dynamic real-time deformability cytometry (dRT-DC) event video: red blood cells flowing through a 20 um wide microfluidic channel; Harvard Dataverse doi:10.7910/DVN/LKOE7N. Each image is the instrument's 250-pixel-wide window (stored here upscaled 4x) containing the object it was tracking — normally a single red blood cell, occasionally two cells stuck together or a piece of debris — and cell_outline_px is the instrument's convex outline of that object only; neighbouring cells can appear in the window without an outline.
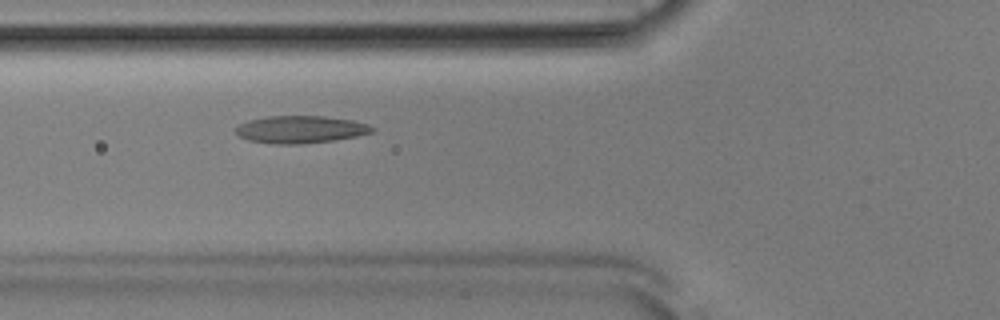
{"species": "Egyptian fruit bat (a non-hibernating species)", "species_latin": "Rousettus aegyptiacus", "temperature_condition": "room temperature", "stored_images_in_passage": 50, "camera_frame_rate_fps": 3000, "um_per_image_px": 0.085, "animal": {"sex": "male"}, "frame": {"image": 1, "passage_image": 17, "time_ms": 5.333, "image_size_px": [1000, 320], "cell_outline_px": [[376, 128], [372, 132], [356, 136], [332, 140], [304, 144], [272, 144], [248, 140], [240, 136], [232, 128], [248, 120], [268, 116], [324, 116], [352, 120], [368, 124]], "centroid_in_image_um": [25.51, 11.0], "position_along_channel_um": 100.3, "area_um2": 21.85}}
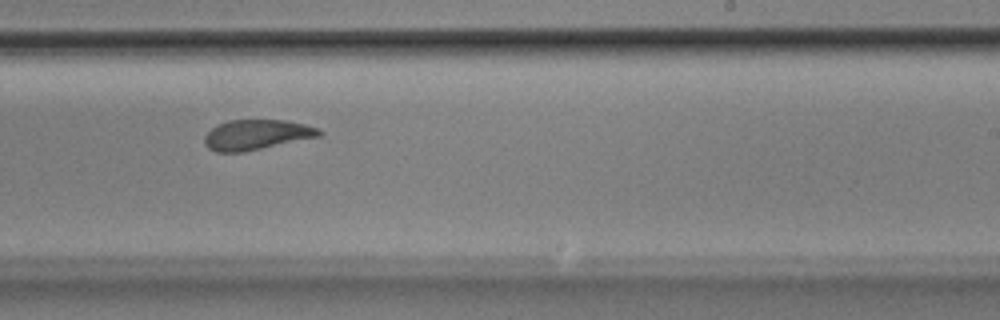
{"frame": {"image": 2, "passage_image": 30, "time_ms": 9.667, "image_size_px": [1000, 320], "cell_outline_px": [[324, 132], [320, 136], [240, 152], [216, 152], [208, 148], [204, 144], [204, 136], [216, 124], [228, 120], [288, 120], [320, 128]], "centroid_in_image_um": [21.79, 11.43], "position_along_channel_um": 267.2, "area_um2": 20.06}}
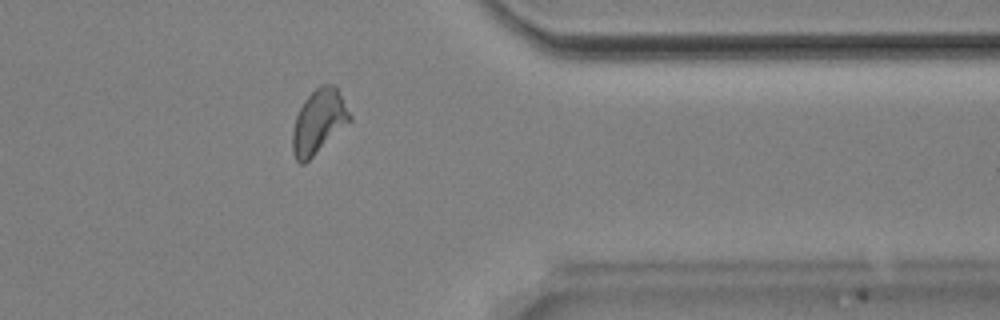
{"frame": {"image": 3, "passage_image": 40, "time_ms": 13.0, "image_size_px": [1000, 320], "cell_outline_px": [[352, 120], [304, 164], [300, 164], [296, 160], [292, 152], [292, 128], [296, 116], [304, 100], [320, 84], [336, 84], [352, 116]], "centroid_in_image_um": [27.09, 10.32], "position_along_channel_um": 384.3, "area_um2": 21.5}, "authors_computed_cell_mechanics": {"area_um2": 21.0392, "velocity_mm_per_s": 3.8623, "shape_relaxation_time_tau1_ms": 5.7337, "shape_relaxation_time_tau2_ms": 2.1166, "deformation_change_tau1": 0.1601, "deformation_change_tau2": 0.0993}}